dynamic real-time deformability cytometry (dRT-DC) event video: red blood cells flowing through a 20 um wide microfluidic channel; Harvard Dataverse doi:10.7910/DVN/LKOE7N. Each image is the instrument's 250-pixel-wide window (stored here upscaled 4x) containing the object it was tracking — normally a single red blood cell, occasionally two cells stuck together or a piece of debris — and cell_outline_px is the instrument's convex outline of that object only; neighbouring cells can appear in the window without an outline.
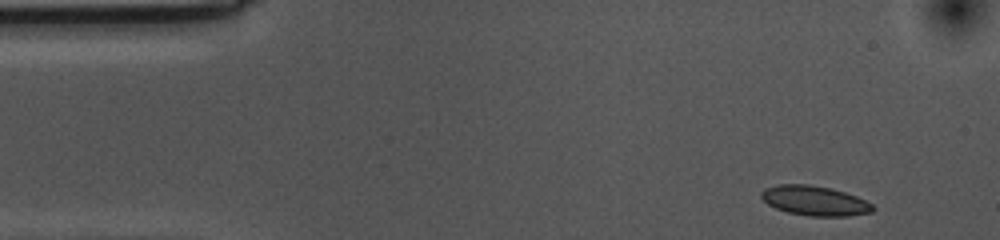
{"species": "common noctule bat (a hibernating species)", "species_latin": "Nyctalus noctula", "temperature_condition": "cold", "stored_images_in_passage": 41, "camera_frame_rate_fps": 3000, "um_per_image_px": 0.085, "animal": {"sex": "female", "body_mass_g": 10.0, "forearm_length_mm": 53.1}, "frame": {"image": 1, "passage_image": 1, "time_ms": 0.0, "image_size_px": [1000, 240], "cell_outline_px": [[876, 208], [872, 212], [848, 216], [808, 216], [788, 212], [776, 208], [768, 204], [760, 196], [760, 192], [764, 188], [780, 184], [808, 184], [832, 188], [856, 196], [872, 204]], "centroid_in_image_um": [69.25, 17.06], "position_along_channel_um": 15.8, "area_um2": 19.36}}
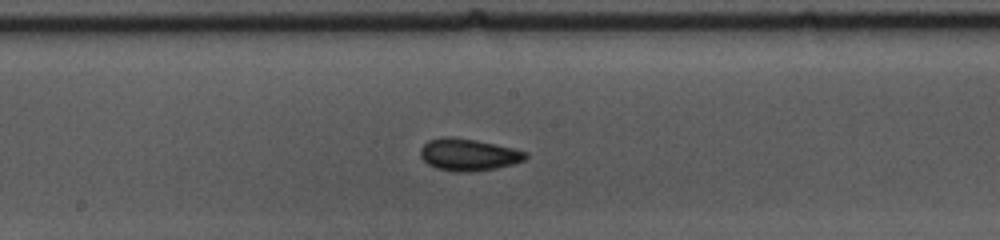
{"frame": {"image": 2, "passage_image": 24, "time_ms": 7.667, "image_size_px": [1000, 240], "cell_outline_px": [[528, 156], [524, 160], [516, 164], [496, 168], [472, 172], [456, 172], [436, 168], [428, 164], [420, 156], [420, 148], [428, 140], [440, 136], [448, 136], [476, 140], [496, 144], [528, 152]], "centroid_in_image_um": [39.82, 13.14], "position_along_channel_um": 208.4, "area_um2": 19.88}}
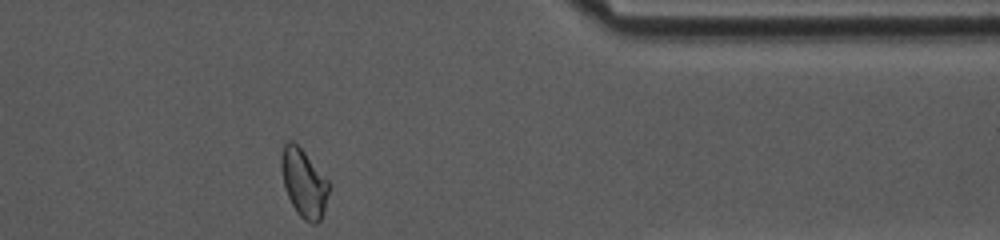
{"frame": {"image": 3, "passage_image": 41, "time_ms": 13.333, "image_size_px": [1000, 240], "cell_outline_px": [[328, 192], [324, 208], [320, 220], [316, 224], [312, 224], [304, 220], [296, 212], [288, 196], [284, 184], [280, 164], [280, 160], [284, 144], [288, 140], [292, 140], [304, 152], [328, 180]], "centroid_in_image_um": [25.8, 15.56], "position_along_channel_um": 385.6, "area_um2": 18.5}, "authors_computed_cell_mechanics": {"area_um2": 18.9584, "velocity_mm_per_s": 3.5237, "shape_relaxation_time_tau1_ms": 6.6401, "shape_relaxation_time_tau2_ms": 1.8894, "deformation_change_tau1": 0.1092, "deformation_change_tau2": 0.0717}}